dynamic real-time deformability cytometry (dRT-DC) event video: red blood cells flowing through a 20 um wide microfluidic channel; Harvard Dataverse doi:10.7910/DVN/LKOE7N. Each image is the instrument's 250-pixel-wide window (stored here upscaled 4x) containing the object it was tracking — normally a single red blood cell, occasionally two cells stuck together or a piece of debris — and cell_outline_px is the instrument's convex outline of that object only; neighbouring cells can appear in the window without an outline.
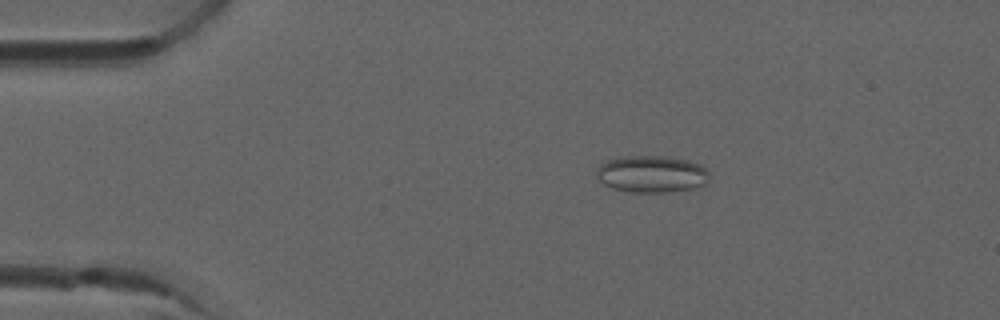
{"species": "common noctule bat (a hibernating species)", "species_latin": "Nyctalus noctula", "temperature_condition": "room temperature", "stored_images_in_passage": 7, "camera_frame_rate_fps": 3000, "um_per_image_px": 0.085, "animal": {"sex": "male", "forearm_length_mm": 52.5}, "frame": {"image": 1, "passage_image": 3, "time_ms": 0.667, "image_size_px": [1000, 320], "cell_outline_px": [[712, 176], [704, 184], [692, 188], [664, 192], [632, 192], [612, 188], [604, 184], [596, 176], [596, 168], [600, 164], [608, 160], [620, 156], [664, 156], [688, 160], [700, 164]], "centroid_in_image_um": [55.37, 14.78], "position_along_channel_um": 29.6, "area_um2": 24.33}}
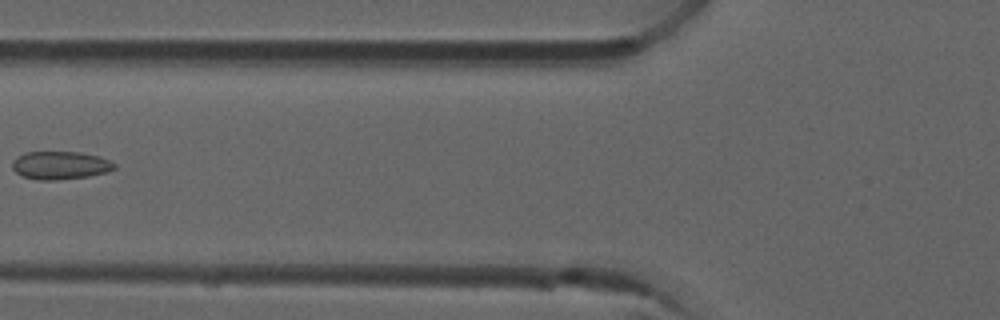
{"frame": {"image": 2, "passage_image": 6, "time_ms": 1.667, "image_size_px": [1000, 320], "cell_outline_px": [[116, 168], [108, 172], [88, 176], [56, 180], [40, 180], [20, 176], [12, 168], [12, 160], [24, 152], [80, 152], [100, 156], [116, 164]], "centroid_in_image_um": [5.11, 14.05], "position_along_channel_um": 120.7, "area_um2": 16.82}}
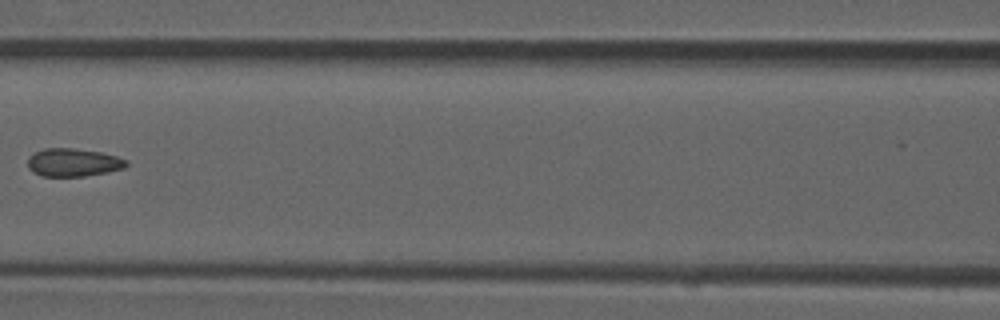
{"frame": {"image": 3, "passage_image": 7, "time_ms": 2.0, "image_size_px": [1000, 320], "cell_outline_px": [[128, 164], [124, 168], [108, 172], [84, 176], [44, 176], [32, 172], [28, 168], [28, 156], [44, 148], [72, 148], [100, 152], [116, 156], [128, 160]], "centroid_in_image_um": [6.22, 13.81], "position_along_channel_um": 160.4, "area_um2": 16.13}}